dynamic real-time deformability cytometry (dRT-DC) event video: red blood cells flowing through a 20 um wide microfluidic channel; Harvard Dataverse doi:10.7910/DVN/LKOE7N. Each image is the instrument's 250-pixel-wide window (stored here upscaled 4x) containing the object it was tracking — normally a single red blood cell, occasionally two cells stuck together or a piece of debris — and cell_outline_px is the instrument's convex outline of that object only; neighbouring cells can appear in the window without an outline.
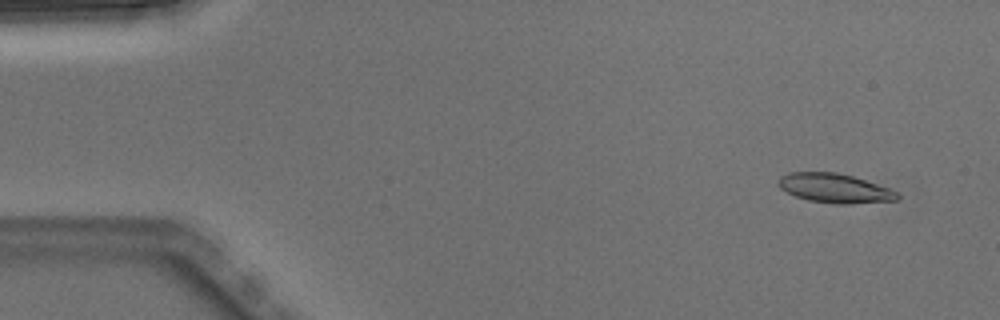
{"species": "Egyptian fruit bat (a non-hibernating species)", "species_latin": "Rousettus aegyptiacus", "temperature_condition": "warm", "stored_images_in_passage": 5, "camera_frame_rate_fps": 3000, "um_per_image_px": 0.085, "animal": {"sex": "male"}, "frame": {"image": 1, "passage_image": 2, "time_ms": 0.333, "image_size_px": [1000, 320], "cell_outline_px": [[900, 200], [848, 204], [836, 204], [808, 200], [796, 196], [780, 188], [776, 184], [780, 176], [788, 172], [836, 172], [852, 176], [892, 188], [900, 196]], "centroid_in_image_um": [70.97, 16.0], "position_along_channel_um": 14.0, "area_um2": 20.46}}